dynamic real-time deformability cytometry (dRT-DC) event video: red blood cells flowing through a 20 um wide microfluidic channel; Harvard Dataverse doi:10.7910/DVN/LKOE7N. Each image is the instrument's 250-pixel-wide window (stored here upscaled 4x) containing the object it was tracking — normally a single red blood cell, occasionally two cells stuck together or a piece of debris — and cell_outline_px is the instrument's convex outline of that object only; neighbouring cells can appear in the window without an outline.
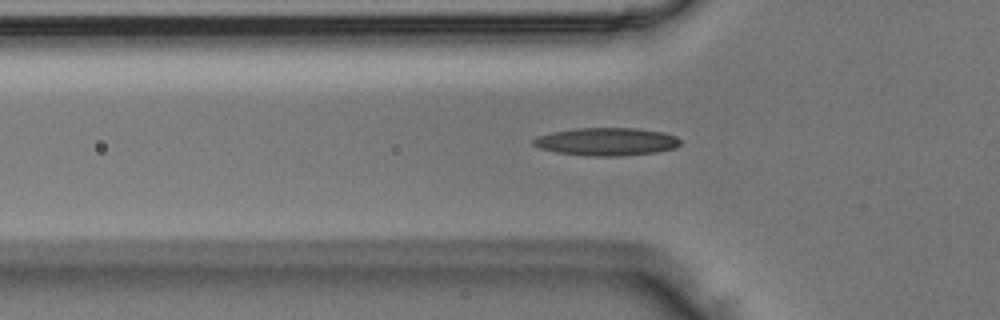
{"species": "Egyptian fruit bat (a non-hibernating species)", "species_latin": "Rousettus aegyptiacus", "temperature_condition": "room temperature", "stored_images_in_passage": 39, "camera_frame_rate_fps": 3000, "um_per_image_px": 0.085, "animal": {"sex": "male"}, "frame": {"image": 1, "passage_image": 11, "time_ms": 3.333, "image_size_px": [1000, 320], "cell_outline_px": [[680, 144], [676, 148], [656, 152], [620, 156], [588, 156], [556, 152], [540, 148], [532, 144], [532, 140], [536, 136], [552, 132], [576, 128], [636, 128], [664, 132], [676, 136], [680, 140]], "centroid_in_image_um": [51.55, 12.04], "position_along_channel_um": 74.2, "area_um2": 23.99}}
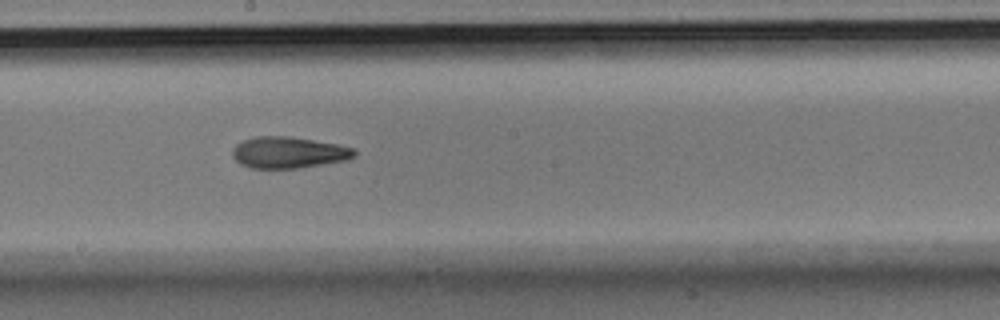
{"frame": {"image": 2, "passage_image": 22, "time_ms": 7.0, "image_size_px": [1000, 320], "cell_outline_px": [[356, 156], [348, 160], [296, 168], [252, 168], [240, 164], [232, 156], [232, 148], [236, 144], [244, 140], [256, 136], [288, 136], [336, 144], [356, 148]], "centroid_in_image_um": [24.53, 12.96], "position_along_channel_um": 223.7, "area_um2": 22.31}}
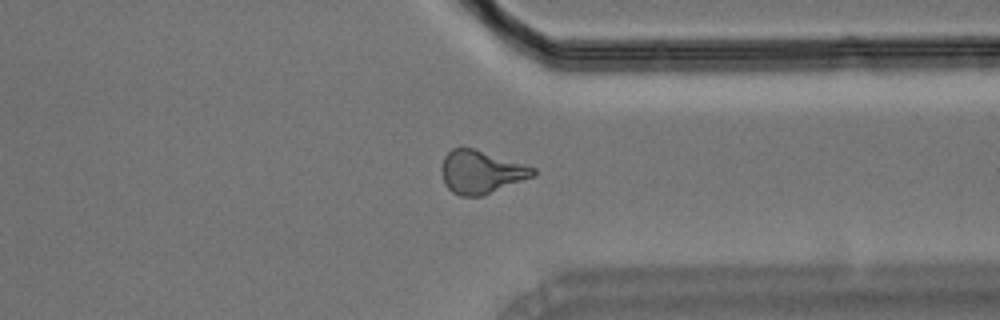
{"frame": {"image": 3, "passage_image": 33, "time_ms": 10.667, "image_size_px": [1000, 320], "cell_outline_px": [[536, 176], [480, 196], [460, 196], [452, 192], [444, 184], [440, 172], [440, 168], [444, 156], [452, 148], [460, 144], [524, 164], [536, 168]], "centroid_in_image_um": [40.85, 14.59], "position_along_channel_um": 370.6, "area_um2": 23.29}}